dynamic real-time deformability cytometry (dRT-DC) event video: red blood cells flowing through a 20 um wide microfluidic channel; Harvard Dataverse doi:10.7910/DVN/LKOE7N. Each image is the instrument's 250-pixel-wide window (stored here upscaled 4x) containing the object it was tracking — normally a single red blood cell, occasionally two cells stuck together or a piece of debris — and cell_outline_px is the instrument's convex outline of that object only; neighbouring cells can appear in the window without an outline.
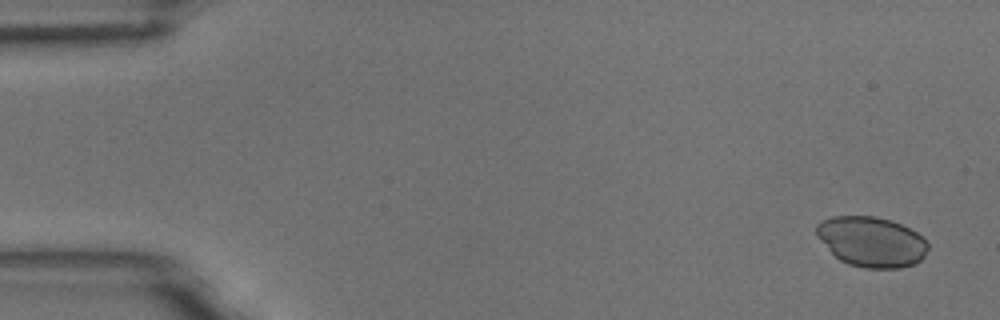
{"species": "common noctule bat (a hibernating species)", "species_latin": "Nyctalus noctula", "temperature_condition": "room temperature", "stored_images_in_passage": 5, "camera_frame_rate_fps": 3000, "um_per_image_px": 0.085, "animal": {"sex": "male", "body_mass_g": 18.8}, "frame": {"image": 1, "passage_image": 1, "time_ms": 0.0, "image_size_px": [1000, 320], "cell_outline_px": [[928, 248], [924, 256], [916, 264], [900, 268], [864, 268], [848, 264], [840, 260], [816, 236], [816, 224], [820, 220], [832, 216], [876, 216], [892, 220], [916, 232], [928, 244]], "centroid_in_image_um": [74.06, 20.54], "position_along_channel_um": 10.9, "area_um2": 32.66}}